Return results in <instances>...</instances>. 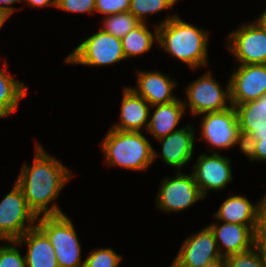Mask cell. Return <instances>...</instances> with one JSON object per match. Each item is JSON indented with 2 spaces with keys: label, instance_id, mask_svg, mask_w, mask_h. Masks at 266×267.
<instances>
[{
  "label": "cell",
  "instance_id": "obj_22",
  "mask_svg": "<svg viewBox=\"0 0 266 267\" xmlns=\"http://www.w3.org/2000/svg\"><path fill=\"white\" fill-rule=\"evenodd\" d=\"M6 67L4 63V69H0V118L16 111L19 101L27 95L28 89L11 74L9 75Z\"/></svg>",
  "mask_w": 266,
  "mask_h": 267
},
{
  "label": "cell",
  "instance_id": "obj_36",
  "mask_svg": "<svg viewBox=\"0 0 266 267\" xmlns=\"http://www.w3.org/2000/svg\"><path fill=\"white\" fill-rule=\"evenodd\" d=\"M259 17L255 22H257L266 31V9Z\"/></svg>",
  "mask_w": 266,
  "mask_h": 267
},
{
  "label": "cell",
  "instance_id": "obj_31",
  "mask_svg": "<svg viewBox=\"0 0 266 267\" xmlns=\"http://www.w3.org/2000/svg\"><path fill=\"white\" fill-rule=\"evenodd\" d=\"M129 8L130 0H95V11L105 16L128 12Z\"/></svg>",
  "mask_w": 266,
  "mask_h": 267
},
{
  "label": "cell",
  "instance_id": "obj_14",
  "mask_svg": "<svg viewBox=\"0 0 266 267\" xmlns=\"http://www.w3.org/2000/svg\"><path fill=\"white\" fill-rule=\"evenodd\" d=\"M208 226L214 234L222 258L244 253L254 248V230L247 225L224 222L220 226L218 223ZM222 246L225 253L222 251Z\"/></svg>",
  "mask_w": 266,
  "mask_h": 267
},
{
  "label": "cell",
  "instance_id": "obj_10",
  "mask_svg": "<svg viewBox=\"0 0 266 267\" xmlns=\"http://www.w3.org/2000/svg\"><path fill=\"white\" fill-rule=\"evenodd\" d=\"M204 199L192 174H181L176 177H165L156 197L157 208L166 212L183 211Z\"/></svg>",
  "mask_w": 266,
  "mask_h": 267
},
{
  "label": "cell",
  "instance_id": "obj_7",
  "mask_svg": "<svg viewBox=\"0 0 266 267\" xmlns=\"http://www.w3.org/2000/svg\"><path fill=\"white\" fill-rule=\"evenodd\" d=\"M185 90L187 102L183 101V104L185 109L189 105L193 116L207 112H220L232 106L230 102V81H228L226 90H222L220 84L213 79L211 71L200 78L198 77Z\"/></svg>",
  "mask_w": 266,
  "mask_h": 267
},
{
  "label": "cell",
  "instance_id": "obj_12",
  "mask_svg": "<svg viewBox=\"0 0 266 267\" xmlns=\"http://www.w3.org/2000/svg\"><path fill=\"white\" fill-rule=\"evenodd\" d=\"M230 77L232 106L257 100L266 93V64L239 65Z\"/></svg>",
  "mask_w": 266,
  "mask_h": 267
},
{
  "label": "cell",
  "instance_id": "obj_30",
  "mask_svg": "<svg viewBox=\"0 0 266 267\" xmlns=\"http://www.w3.org/2000/svg\"><path fill=\"white\" fill-rule=\"evenodd\" d=\"M254 248L266 254V197L260 205L254 229Z\"/></svg>",
  "mask_w": 266,
  "mask_h": 267
},
{
  "label": "cell",
  "instance_id": "obj_13",
  "mask_svg": "<svg viewBox=\"0 0 266 267\" xmlns=\"http://www.w3.org/2000/svg\"><path fill=\"white\" fill-rule=\"evenodd\" d=\"M211 153L201 154L193 165L192 175L204 198L209 190H222L232 180L230 159L215 151Z\"/></svg>",
  "mask_w": 266,
  "mask_h": 267
},
{
  "label": "cell",
  "instance_id": "obj_21",
  "mask_svg": "<svg viewBox=\"0 0 266 267\" xmlns=\"http://www.w3.org/2000/svg\"><path fill=\"white\" fill-rule=\"evenodd\" d=\"M155 107L151 119L148 121L147 131L157 139L168 136L179 124L184 115L185 106L178 98L166 104L151 106Z\"/></svg>",
  "mask_w": 266,
  "mask_h": 267
},
{
  "label": "cell",
  "instance_id": "obj_33",
  "mask_svg": "<svg viewBox=\"0 0 266 267\" xmlns=\"http://www.w3.org/2000/svg\"><path fill=\"white\" fill-rule=\"evenodd\" d=\"M23 2H27L30 7H47V6H54L56 7V1L55 0H22Z\"/></svg>",
  "mask_w": 266,
  "mask_h": 267
},
{
  "label": "cell",
  "instance_id": "obj_23",
  "mask_svg": "<svg viewBox=\"0 0 266 267\" xmlns=\"http://www.w3.org/2000/svg\"><path fill=\"white\" fill-rule=\"evenodd\" d=\"M158 26H155V34L148 30L146 23H140L122 39V48L125 58L138 56L148 52L153 46L154 41H158L157 35Z\"/></svg>",
  "mask_w": 266,
  "mask_h": 267
},
{
  "label": "cell",
  "instance_id": "obj_9",
  "mask_svg": "<svg viewBox=\"0 0 266 267\" xmlns=\"http://www.w3.org/2000/svg\"><path fill=\"white\" fill-rule=\"evenodd\" d=\"M214 234L209 226L185 239L170 267H222Z\"/></svg>",
  "mask_w": 266,
  "mask_h": 267
},
{
  "label": "cell",
  "instance_id": "obj_6",
  "mask_svg": "<svg viewBox=\"0 0 266 267\" xmlns=\"http://www.w3.org/2000/svg\"><path fill=\"white\" fill-rule=\"evenodd\" d=\"M37 218L28 207L22 189L14 183L12 190L0 202V240H18L36 227Z\"/></svg>",
  "mask_w": 266,
  "mask_h": 267
},
{
  "label": "cell",
  "instance_id": "obj_1",
  "mask_svg": "<svg viewBox=\"0 0 266 267\" xmlns=\"http://www.w3.org/2000/svg\"><path fill=\"white\" fill-rule=\"evenodd\" d=\"M34 156L31 166L24 163L15 183L22 189L28 207L37 217L64 214L56 203L48 207L58 198L73 173L47 154L40 144H36Z\"/></svg>",
  "mask_w": 266,
  "mask_h": 267
},
{
  "label": "cell",
  "instance_id": "obj_34",
  "mask_svg": "<svg viewBox=\"0 0 266 267\" xmlns=\"http://www.w3.org/2000/svg\"><path fill=\"white\" fill-rule=\"evenodd\" d=\"M19 1L22 2V0H0V8H3L13 14L16 8L11 7V5Z\"/></svg>",
  "mask_w": 266,
  "mask_h": 267
},
{
  "label": "cell",
  "instance_id": "obj_15",
  "mask_svg": "<svg viewBox=\"0 0 266 267\" xmlns=\"http://www.w3.org/2000/svg\"><path fill=\"white\" fill-rule=\"evenodd\" d=\"M137 87H130L144 98L150 106L166 104L177 99L173 94L176 81L159 71H137Z\"/></svg>",
  "mask_w": 266,
  "mask_h": 267
},
{
  "label": "cell",
  "instance_id": "obj_2",
  "mask_svg": "<svg viewBox=\"0 0 266 267\" xmlns=\"http://www.w3.org/2000/svg\"><path fill=\"white\" fill-rule=\"evenodd\" d=\"M160 47L192 69L207 65L208 32L186 23L177 15L168 16L159 24Z\"/></svg>",
  "mask_w": 266,
  "mask_h": 267
},
{
  "label": "cell",
  "instance_id": "obj_27",
  "mask_svg": "<svg viewBox=\"0 0 266 267\" xmlns=\"http://www.w3.org/2000/svg\"><path fill=\"white\" fill-rule=\"evenodd\" d=\"M122 256L111 248L92 250L84 260V267H118Z\"/></svg>",
  "mask_w": 266,
  "mask_h": 267
},
{
  "label": "cell",
  "instance_id": "obj_16",
  "mask_svg": "<svg viewBox=\"0 0 266 267\" xmlns=\"http://www.w3.org/2000/svg\"><path fill=\"white\" fill-rule=\"evenodd\" d=\"M194 131L192 125L189 124L158 139L162 142V161L178 168L177 170L189 162L194 149Z\"/></svg>",
  "mask_w": 266,
  "mask_h": 267
},
{
  "label": "cell",
  "instance_id": "obj_35",
  "mask_svg": "<svg viewBox=\"0 0 266 267\" xmlns=\"http://www.w3.org/2000/svg\"><path fill=\"white\" fill-rule=\"evenodd\" d=\"M12 14L10 12H8L7 10L0 8V28L2 27V25H4V23L6 22V20L11 16Z\"/></svg>",
  "mask_w": 266,
  "mask_h": 267
},
{
  "label": "cell",
  "instance_id": "obj_18",
  "mask_svg": "<svg viewBox=\"0 0 266 267\" xmlns=\"http://www.w3.org/2000/svg\"><path fill=\"white\" fill-rule=\"evenodd\" d=\"M18 244L27 245L25 262L27 267H59L54 247L48 237L36 226L25 232Z\"/></svg>",
  "mask_w": 266,
  "mask_h": 267
},
{
  "label": "cell",
  "instance_id": "obj_29",
  "mask_svg": "<svg viewBox=\"0 0 266 267\" xmlns=\"http://www.w3.org/2000/svg\"><path fill=\"white\" fill-rule=\"evenodd\" d=\"M12 245L0 246V267H27L25 256L21 255L16 240L7 241Z\"/></svg>",
  "mask_w": 266,
  "mask_h": 267
},
{
  "label": "cell",
  "instance_id": "obj_24",
  "mask_svg": "<svg viewBox=\"0 0 266 267\" xmlns=\"http://www.w3.org/2000/svg\"><path fill=\"white\" fill-rule=\"evenodd\" d=\"M103 31L122 39L128 32L138 26L141 22L129 11L105 16Z\"/></svg>",
  "mask_w": 266,
  "mask_h": 267
},
{
  "label": "cell",
  "instance_id": "obj_4",
  "mask_svg": "<svg viewBox=\"0 0 266 267\" xmlns=\"http://www.w3.org/2000/svg\"><path fill=\"white\" fill-rule=\"evenodd\" d=\"M54 247L59 267H84L81 245L71 219L65 214L40 216L36 225Z\"/></svg>",
  "mask_w": 266,
  "mask_h": 267
},
{
  "label": "cell",
  "instance_id": "obj_17",
  "mask_svg": "<svg viewBox=\"0 0 266 267\" xmlns=\"http://www.w3.org/2000/svg\"><path fill=\"white\" fill-rule=\"evenodd\" d=\"M150 104L141 96L137 95L131 88H124L123 99L120 112L119 124L111 128L122 131L141 132L142 127L147 129L149 122Z\"/></svg>",
  "mask_w": 266,
  "mask_h": 267
},
{
  "label": "cell",
  "instance_id": "obj_3",
  "mask_svg": "<svg viewBox=\"0 0 266 267\" xmlns=\"http://www.w3.org/2000/svg\"><path fill=\"white\" fill-rule=\"evenodd\" d=\"M105 163L131 170H145L158 156L146 137L138 131L110 129L102 140Z\"/></svg>",
  "mask_w": 266,
  "mask_h": 267
},
{
  "label": "cell",
  "instance_id": "obj_26",
  "mask_svg": "<svg viewBox=\"0 0 266 267\" xmlns=\"http://www.w3.org/2000/svg\"><path fill=\"white\" fill-rule=\"evenodd\" d=\"M222 267H266V254L253 248L247 252L223 258Z\"/></svg>",
  "mask_w": 266,
  "mask_h": 267
},
{
  "label": "cell",
  "instance_id": "obj_11",
  "mask_svg": "<svg viewBox=\"0 0 266 267\" xmlns=\"http://www.w3.org/2000/svg\"><path fill=\"white\" fill-rule=\"evenodd\" d=\"M228 38V49L240 65L266 64V31L257 22L241 25Z\"/></svg>",
  "mask_w": 266,
  "mask_h": 267
},
{
  "label": "cell",
  "instance_id": "obj_20",
  "mask_svg": "<svg viewBox=\"0 0 266 267\" xmlns=\"http://www.w3.org/2000/svg\"><path fill=\"white\" fill-rule=\"evenodd\" d=\"M242 139L266 134V93L257 100L234 106Z\"/></svg>",
  "mask_w": 266,
  "mask_h": 267
},
{
  "label": "cell",
  "instance_id": "obj_5",
  "mask_svg": "<svg viewBox=\"0 0 266 267\" xmlns=\"http://www.w3.org/2000/svg\"><path fill=\"white\" fill-rule=\"evenodd\" d=\"M121 39L102 29L88 37L65 59V63L87 66L112 65L125 60Z\"/></svg>",
  "mask_w": 266,
  "mask_h": 267
},
{
  "label": "cell",
  "instance_id": "obj_8",
  "mask_svg": "<svg viewBox=\"0 0 266 267\" xmlns=\"http://www.w3.org/2000/svg\"><path fill=\"white\" fill-rule=\"evenodd\" d=\"M201 115L204 116L201 124V138L207 144L222 150L239 144L244 153L243 139L234 106L220 112H207Z\"/></svg>",
  "mask_w": 266,
  "mask_h": 267
},
{
  "label": "cell",
  "instance_id": "obj_32",
  "mask_svg": "<svg viewBox=\"0 0 266 267\" xmlns=\"http://www.w3.org/2000/svg\"><path fill=\"white\" fill-rule=\"evenodd\" d=\"M56 8L73 13L95 12V0H58Z\"/></svg>",
  "mask_w": 266,
  "mask_h": 267
},
{
  "label": "cell",
  "instance_id": "obj_19",
  "mask_svg": "<svg viewBox=\"0 0 266 267\" xmlns=\"http://www.w3.org/2000/svg\"><path fill=\"white\" fill-rule=\"evenodd\" d=\"M265 197L266 195L253 205L243 196H230L220 205L213 217L226 223L247 225L254 230L258 211Z\"/></svg>",
  "mask_w": 266,
  "mask_h": 267
},
{
  "label": "cell",
  "instance_id": "obj_25",
  "mask_svg": "<svg viewBox=\"0 0 266 267\" xmlns=\"http://www.w3.org/2000/svg\"><path fill=\"white\" fill-rule=\"evenodd\" d=\"M178 0H130L129 12L141 23H146L148 14H154L166 9L173 8Z\"/></svg>",
  "mask_w": 266,
  "mask_h": 267
},
{
  "label": "cell",
  "instance_id": "obj_28",
  "mask_svg": "<svg viewBox=\"0 0 266 267\" xmlns=\"http://www.w3.org/2000/svg\"><path fill=\"white\" fill-rule=\"evenodd\" d=\"M244 154L250 158V161H266V134L248 135L244 140Z\"/></svg>",
  "mask_w": 266,
  "mask_h": 267
}]
</instances>
